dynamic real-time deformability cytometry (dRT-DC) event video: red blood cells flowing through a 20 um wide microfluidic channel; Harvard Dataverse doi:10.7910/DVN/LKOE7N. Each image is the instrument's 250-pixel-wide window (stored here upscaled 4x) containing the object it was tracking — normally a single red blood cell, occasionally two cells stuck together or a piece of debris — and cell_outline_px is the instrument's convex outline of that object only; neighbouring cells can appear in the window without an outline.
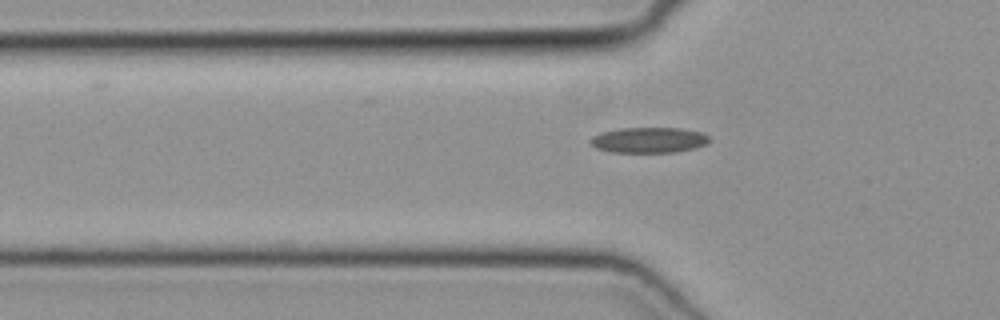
{"species": "common noctule bat (a hibernating species)", "species_latin": "Nyctalus noctula", "temperature_condition": "cold", "stored_images_in_passage": 42, "camera_frame_rate_fps": 3000, "um_per_image_px": 0.085, "animal": {"sex": "female", "body_mass_g": 19.3, "forearm_length_mm": 54.1}, "frame": {"image": 1, "passage_image": 2, "time_ms": 0.333, "image_size_px": [1000, 320], "cell_outline_px": [[712, 140], [696, 148], [676, 152], [612, 152], [596, 148], [588, 140], [592, 136], [600, 132], [620, 128], [680, 128], [700, 132], [708, 136]], "centroid_in_image_um": [55.13, 11.9], "position_along_channel_um": 70.7, "area_um2": 17.74}}
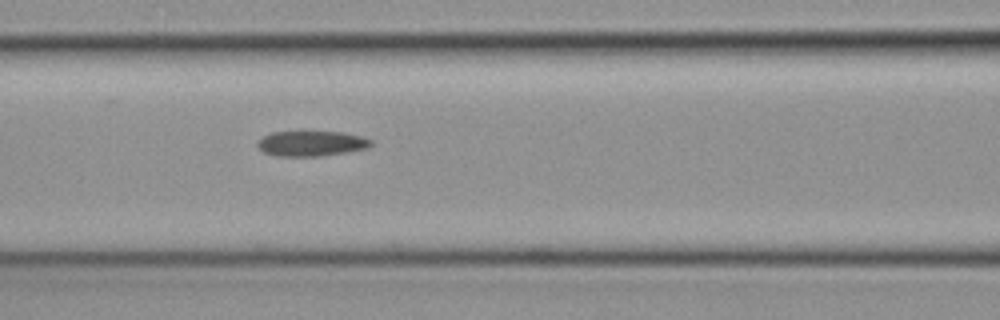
{"frame": {"image": 2, "passage_image": 7, "time_ms": 2.0, "image_size_px": [1000, 320], "cell_outline_px": [[372, 144], [364, 148], [344, 152], [320, 156], [276, 156], [264, 152], [256, 144], [264, 136], [272, 132], [304, 128], [344, 132], [360, 136], [372, 140]], "centroid_in_image_um": [26.42, 12.13], "position_along_channel_um": 140.2, "area_um2": 17.4}}
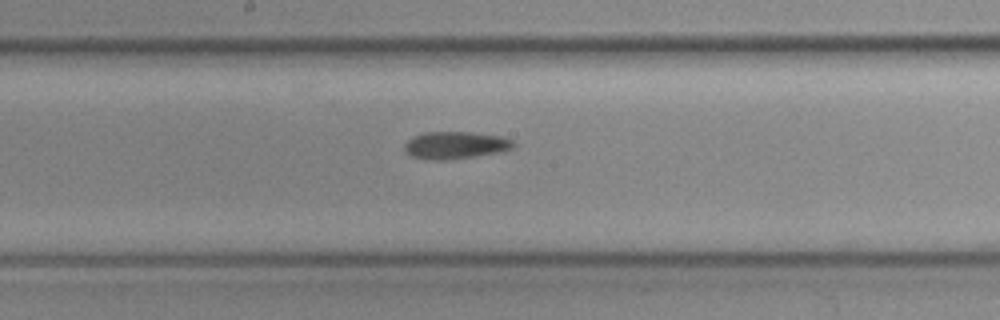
{"frame": {"image": 3, "passage_image": 12, "time_ms": 3.667, "image_size_px": [1000, 320], "cell_outline_px": [[516, 144], [512, 148], [500, 152], [444, 160], [424, 160], [412, 156], [404, 148], [404, 144], [412, 136], [424, 132], [472, 132], [500, 136], [512, 140]], "centroid_in_image_um": [38.68, 12.33], "position_along_channel_um": 209.5, "area_um2": 17.28}}